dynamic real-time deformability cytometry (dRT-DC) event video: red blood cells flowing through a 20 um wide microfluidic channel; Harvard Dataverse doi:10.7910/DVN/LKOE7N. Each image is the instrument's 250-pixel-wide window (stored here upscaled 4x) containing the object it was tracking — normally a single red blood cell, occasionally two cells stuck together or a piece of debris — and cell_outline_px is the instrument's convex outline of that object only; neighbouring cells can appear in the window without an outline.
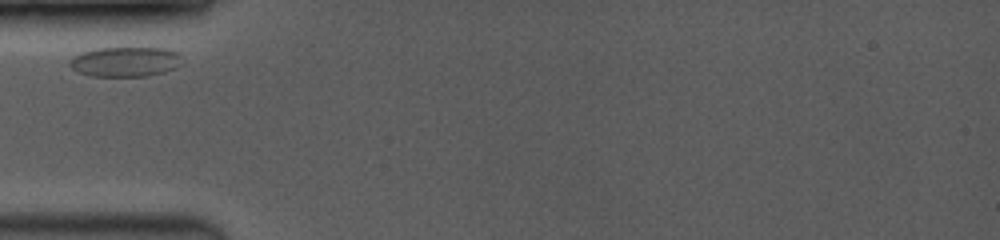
{"species": "common noctule bat (a hibernating species)", "species_latin": "Nyctalus noctula", "temperature_condition": "room temperature", "stored_images_in_passage": 15, "camera_frame_rate_fps": 3500, "um_per_image_px": 0.085, "animal": {"sex": "female", "body_mass_g": 19.0, "forearm_length_mm": 53.3}, "frame": {"image": 1, "passage_image": 1, "time_ms": 0.0, "image_size_px": [1000, 240], "cell_outline_px": [[184, 56], [180, 64], [176, 68], [164, 72], [148, 76], [92, 76], [76, 72], [68, 64], [72, 56], [80, 52], [96, 48], [168, 48]], "centroid_in_image_um": [10.65, 5.24], "position_along_channel_um": 74.4, "area_um2": 19.88}}
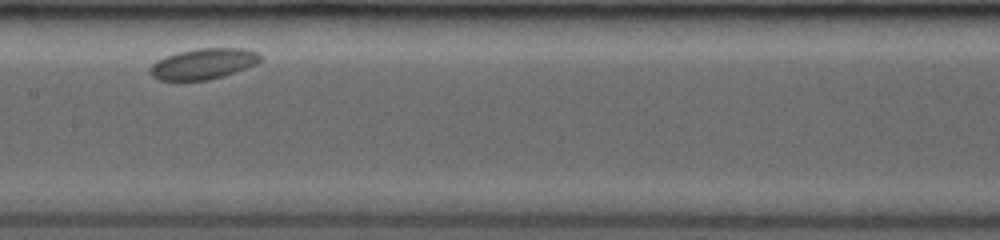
{"frame": {"image": 2, "passage_image": 5, "time_ms": 3.429, "image_size_px": [1000, 240], "cell_outline_px": [[264, 60], [256, 64], [208, 80], [160, 80], [152, 76], [148, 72], [148, 68], [156, 60], [180, 52], [200, 48], [244, 48], [256, 52]], "centroid_in_image_um": [17.26, 5.42], "position_along_channel_um": 190.1, "area_um2": 19.48}}
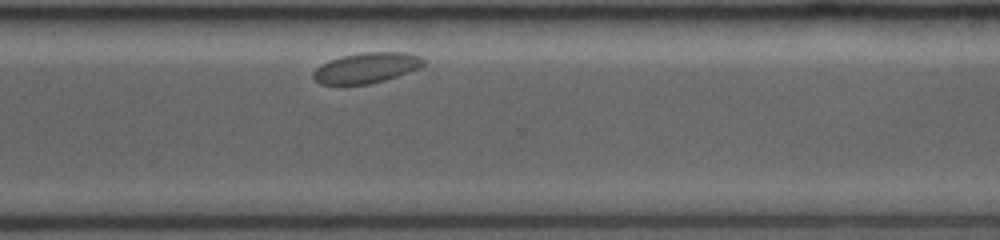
{"frame": {"image": 3, "passage_image": 15, "time_ms": 7.714, "image_size_px": [1000, 240], "cell_outline_px": [[428, 64], [420, 68], [384, 80], [368, 84], [320, 84], [312, 76], [312, 72], [320, 64], [328, 60], [340, 56], [364, 52], [408, 52], [420, 56]], "centroid_in_image_um": [31.16, 5.75], "position_along_channel_um": 339.4, "area_um2": 19.71}}